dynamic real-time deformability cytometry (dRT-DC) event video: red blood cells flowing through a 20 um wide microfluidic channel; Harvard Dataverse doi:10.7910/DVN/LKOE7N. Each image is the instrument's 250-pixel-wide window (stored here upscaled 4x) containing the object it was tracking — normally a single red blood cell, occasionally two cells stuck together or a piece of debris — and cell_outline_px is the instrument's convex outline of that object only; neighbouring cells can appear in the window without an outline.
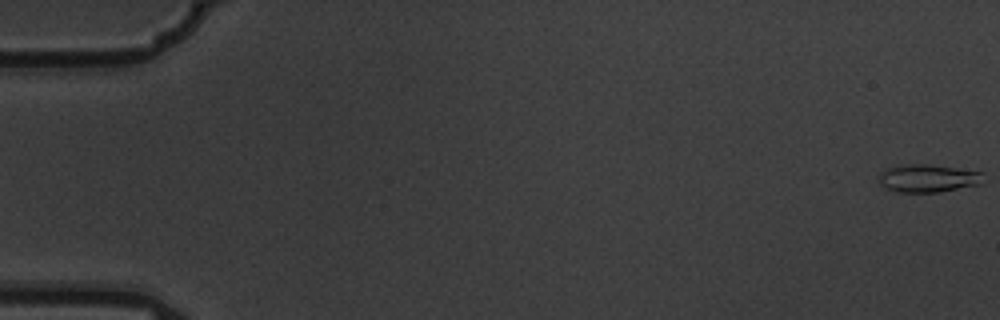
{"species": "common noctule bat (a hibernating species)", "species_latin": "Nyctalus noctula", "temperature_condition": "warm", "stored_images_in_passage": 5, "camera_frame_rate_fps": 3000, "um_per_image_px": 0.085, "animal": {"sex": "male", "body_mass_g": 19.5, "forearm_length_mm": 54.6}, "frame": {"image": 1, "passage_image": 1, "time_ms": 0.0, "image_size_px": [1000, 320], "cell_outline_px": [[984, 172], [980, 184], [940, 192], [896, 192], [880, 184], [880, 172], [888, 168], [904, 164], [928, 164]], "centroid_in_image_um": [78.88, 15.15], "position_along_channel_um": 6.1, "area_um2": 16.82}}